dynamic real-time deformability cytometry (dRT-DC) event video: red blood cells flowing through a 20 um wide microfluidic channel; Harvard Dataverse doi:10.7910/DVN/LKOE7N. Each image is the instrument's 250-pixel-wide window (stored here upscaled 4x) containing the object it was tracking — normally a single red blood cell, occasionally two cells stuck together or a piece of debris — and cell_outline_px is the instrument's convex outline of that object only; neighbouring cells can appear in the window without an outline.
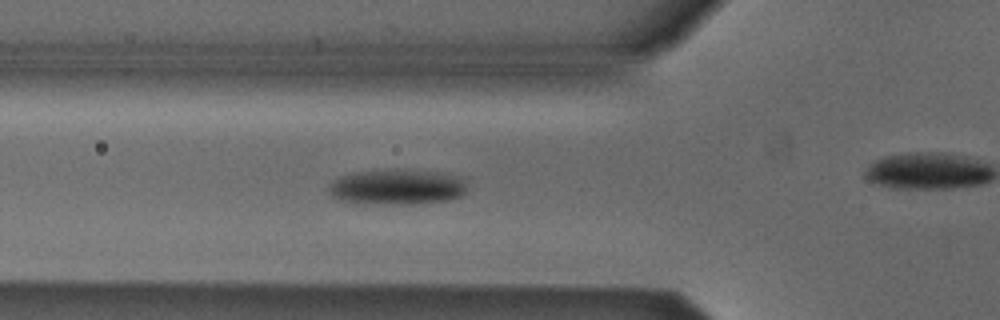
{"species": "Egyptian fruit bat (a non-hibernating species)", "species_latin": "Rousettus aegyptiacus", "temperature_condition": "cold", "stored_images_in_passage": 42, "camera_frame_rate_fps": 3000, "um_per_image_px": 0.085, "animal": {"sex": "male"}, "frame": {"image": 1, "passage_image": 18, "time_ms": 5.667, "image_size_px": [1000, 320], "cell_outline_px": [[468, 188], [464, 196], [448, 200], [412, 204], [356, 204], [340, 200], [332, 196], [328, 192], [328, 184], [332, 180], [340, 176], [356, 172], [392, 168], [396, 168], [440, 172], [468, 176]], "centroid_in_image_um": [33.82, 15.88], "position_along_channel_um": 92.0, "area_um2": 29.94}}
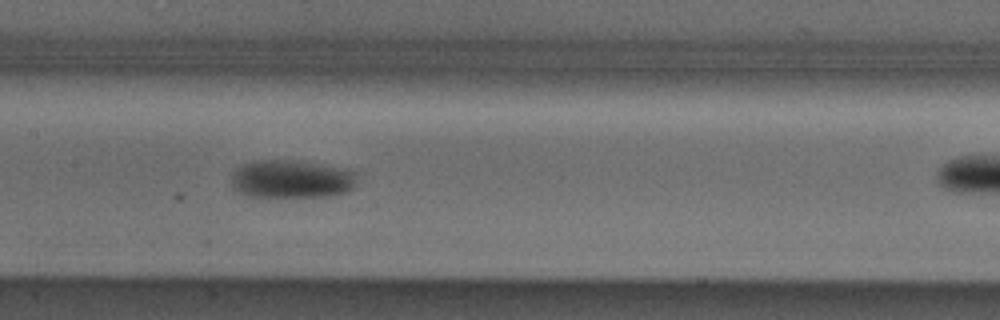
{"frame": {"image": 2, "passage_image": 25, "time_ms": 8.0, "image_size_px": [1000, 320], "cell_outline_px": [[356, 180], [352, 188], [348, 192], [328, 196], [248, 196], [232, 188], [232, 176], [244, 164], [256, 160], [296, 160], [352, 168], [356, 172]], "centroid_in_image_um": [24.86, 15.2], "position_along_channel_um": 182.5, "area_um2": 28.03}}
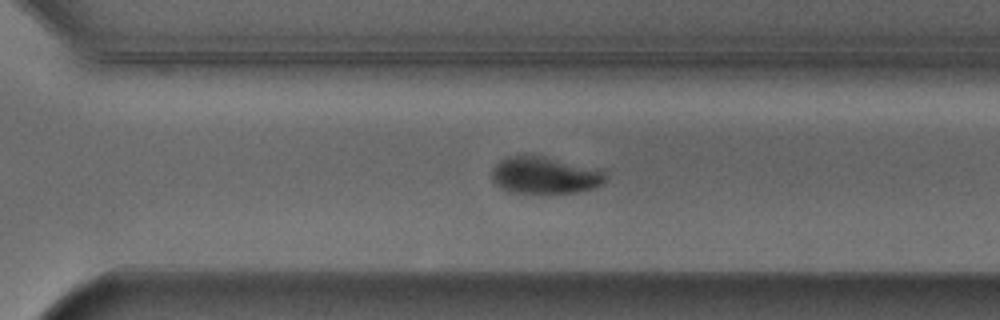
{"frame": {"image": 3, "passage_image": 36, "time_ms": 11.667, "image_size_px": [1000, 320], "cell_outline_px": [[608, 180], [604, 184], [596, 188], [576, 192], [508, 192], [496, 184], [492, 180], [492, 168], [500, 160], [508, 156], [540, 156], [604, 168], [608, 176]], "centroid_in_image_um": [46.42, 14.89], "position_along_channel_um": 324.2, "area_um2": 24.8}}